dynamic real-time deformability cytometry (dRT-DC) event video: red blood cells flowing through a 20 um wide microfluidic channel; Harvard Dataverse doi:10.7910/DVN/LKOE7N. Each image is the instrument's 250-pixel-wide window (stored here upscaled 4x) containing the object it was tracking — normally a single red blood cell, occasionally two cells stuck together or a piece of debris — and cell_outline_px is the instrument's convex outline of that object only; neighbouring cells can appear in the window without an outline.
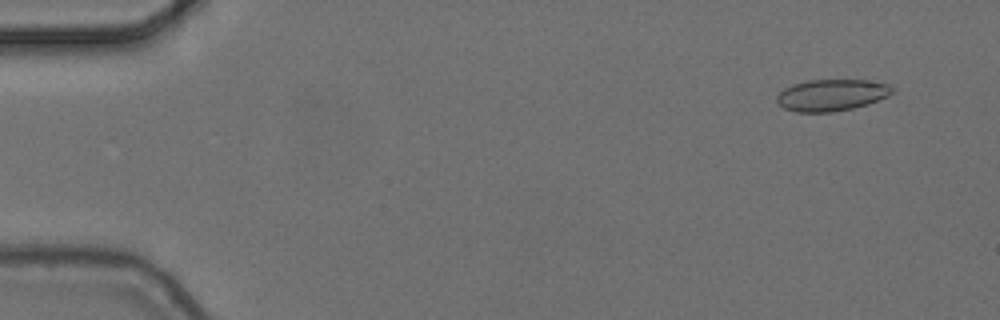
{"species": "common noctule bat (a hibernating species)", "species_latin": "Nyctalus noctula", "temperature_condition": "cold", "stored_images_in_passage": 8, "camera_frame_rate_fps": 3000, "um_per_image_px": 0.085, "animal": {"sex": "female", "body_mass_g": 24.6, "forearm_length_mm": 56.2}, "frame": {"image": 1, "passage_image": 2, "time_ms": 0.333, "image_size_px": [1000, 320], "cell_outline_px": [[896, 88], [888, 96], [868, 104], [852, 108], [832, 112], [796, 112], [784, 108], [776, 100], [776, 96], [784, 88], [792, 84], [808, 80], [864, 80], [888, 84]], "centroid_in_image_um": [70.68, 8.08], "position_along_channel_um": 14.3, "area_um2": 21.27}}
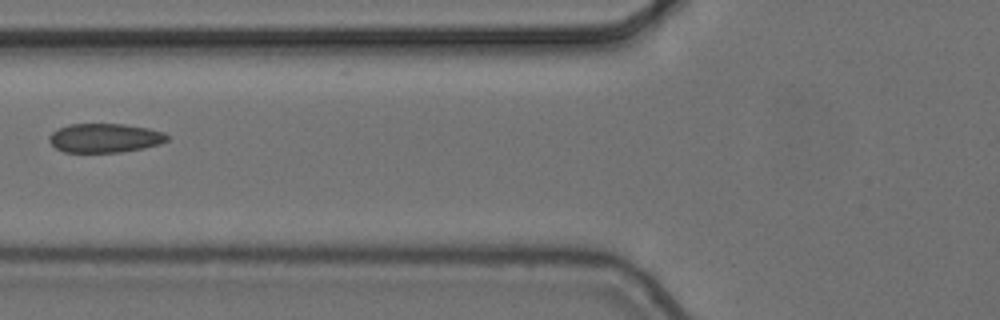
{"frame": {"image": 2, "passage_image": 7, "time_ms": 2.0, "image_size_px": [1000, 320], "cell_outline_px": [[168, 140], [160, 144], [144, 148], [120, 152], [64, 152], [56, 148], [48, 140], [48, 136], [52, 132], [68, 124], [124, 124], [148, 128], [164, 132], [168, 136]], "centroid_in_image_um": [8.91, 11.73], "position_along_channel_um": 116.9, "area_um2": 20.0}}
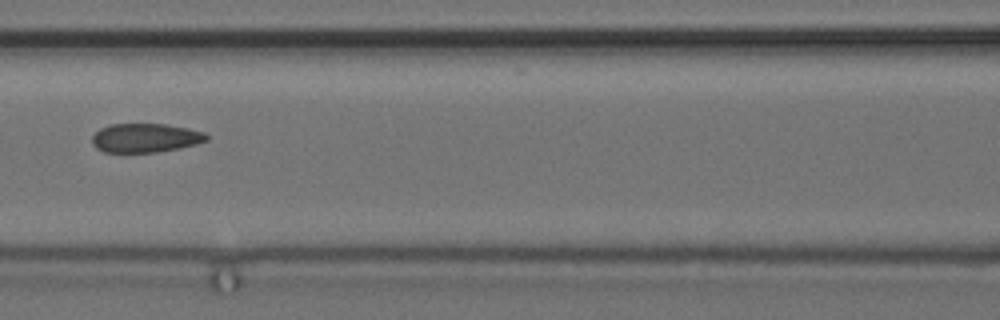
{"frame": {"image": 3, "passage_image": 8, "time_ms": 2.333, "image_size_px": [1000, 320], "cell_outline_px": [[208, 140], [196, 144], [180, 148], [156, 152], [104, 152], [96, 148], [92, 144], [92, 136], [100, 128], [108, 124], [164, 124], [188, 128], [204, 132], [208, 136]], "centroid_in_image_um": [12.34, 11.72], "position_along_channel_um": 154.3, "area_um2": 19.36}}